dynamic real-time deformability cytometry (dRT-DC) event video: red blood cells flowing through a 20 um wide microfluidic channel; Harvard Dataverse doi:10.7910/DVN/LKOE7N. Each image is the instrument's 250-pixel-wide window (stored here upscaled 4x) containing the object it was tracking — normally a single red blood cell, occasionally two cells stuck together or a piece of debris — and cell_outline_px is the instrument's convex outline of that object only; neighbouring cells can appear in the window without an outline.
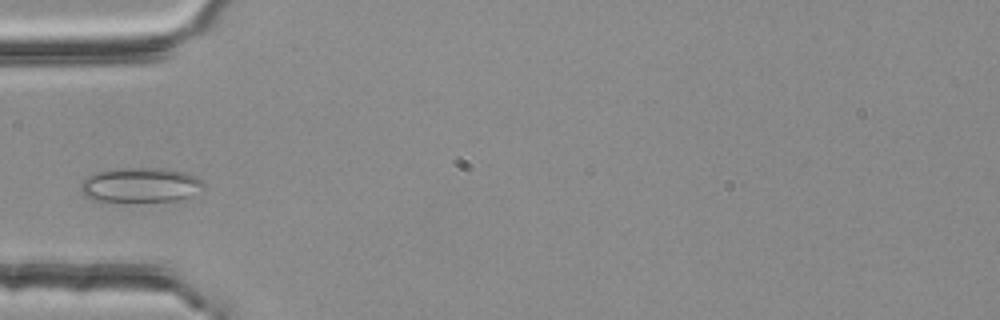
{"species": "common noctule bat (a hibernating species)", "species_latin": "Nyctalus noctula", "temperature_condition": "room temperature", "stored_images_in_passage": 1, "camera_frame_rate_fps": 3000, "um_per_image_px": 0.085, "animal": {"sex": "female", "body_mass_g": 25.1}, "frame": {"image": 1, "passage_image": 1, "time_ms": 0.0, "image_size_px": [1000, 320], "cell_outline_px": [[204, 184], [188, 196], [176, 200], [92, 200], [84, 196], [80, 192], [80, 184], [88, 176], [96, 172], [108, 168], [164, 168], [184, 172], [196, 176]], "centroid_in_image_um": [11.84, 15.69], "position_along_channel_um": 73.2, "area_um2": 24.33}}